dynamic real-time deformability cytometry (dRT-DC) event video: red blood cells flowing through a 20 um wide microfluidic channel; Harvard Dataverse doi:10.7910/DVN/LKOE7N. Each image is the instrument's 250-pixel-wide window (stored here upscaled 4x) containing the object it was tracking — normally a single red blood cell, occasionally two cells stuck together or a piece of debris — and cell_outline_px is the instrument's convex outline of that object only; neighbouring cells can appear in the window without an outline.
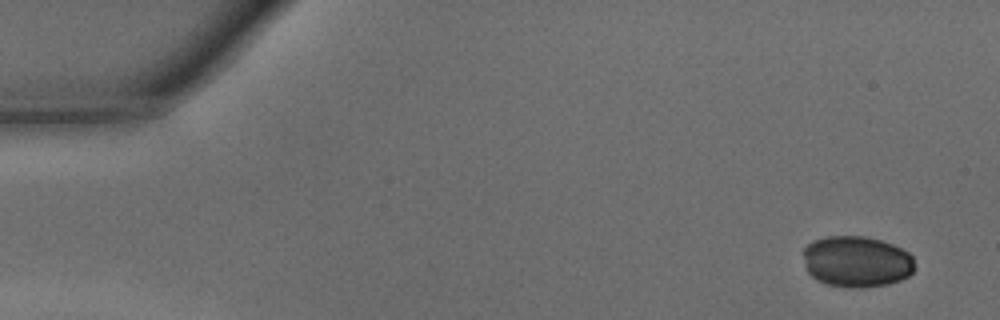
{"species": "common noctule bat (a hibernating species)", "species_latin": "Nyctalus noctula", "temperature_condition": "warm", "stored_images_in_passage": 35, "camera_frame_rate_fps": 3000, "um_per_image_px": 0.085, "animal": {"sex": "male", "body_mass_g": 15.6}, "frame": {"image": 1, "passage_image": 1, "time_ms": 0.0, "image_size_px": [1000, 320], "cell_outline_px": [[916, 268], [908, 276], [900, 280], [888, 284], [860, 288], [848, 288], [828, 284], [816, 280], [808, 272], [804, 260], [804, 248], [812, 240], [828, 236], [864, 236], [880, 240], [892, 244], [908, 252], [912, 256]], "centroid_in_image_um": [72.82, 22.24], "position_along_channel_um": 12.2, "area_um2": 33.41}}
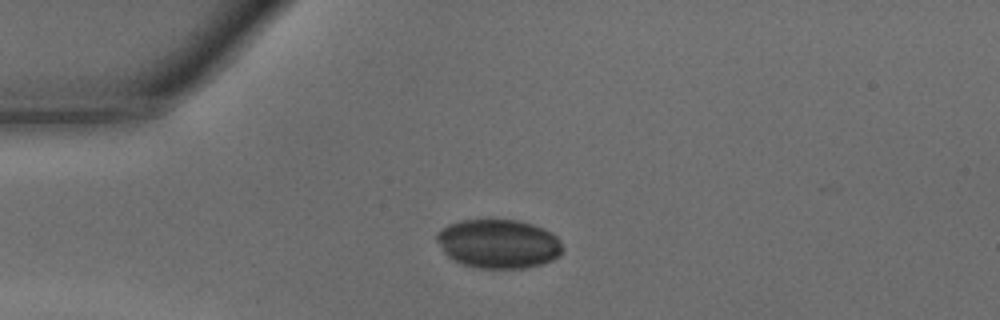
{"frame": {"image": 2, "passage_image": 10, "time_ms": 3.0, "image_size_px": [1000, 320], "cell_outline_px": [[564, 248], [560, 256], [552, 260], [540, 264], [524, 268], [480, 268], [464, 264], [452, 260], [444, 252], [436, 240], [436, 232], [440, 228], [448, 224], [460, 220], [520, 220], [544, 228], [552, 232], [560, 240]], "centroid_in_image_um": [42.37, 20.71], "position_along_channel_um": 42.6, "area_um2": 36.18}}